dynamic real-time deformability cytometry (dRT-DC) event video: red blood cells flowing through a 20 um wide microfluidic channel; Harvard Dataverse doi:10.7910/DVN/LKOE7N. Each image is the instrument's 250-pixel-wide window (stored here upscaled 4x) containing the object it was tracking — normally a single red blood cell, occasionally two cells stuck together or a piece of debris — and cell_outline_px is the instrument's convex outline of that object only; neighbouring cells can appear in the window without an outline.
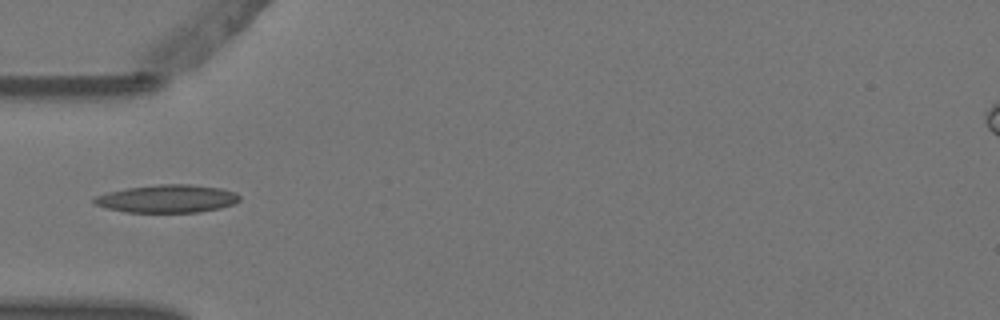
{"species": "Egyptian fruit bat (a non-hibernating species)", "species_latin": "Rousettus aegyptiacus", "temperature_condition": "warm", "stored_images_in_passage": 4, "camera_frame_rate_fps": 3000, "um_per_image_px": 0.085, "animal": {"sex": "female"}, "frame": {"image": 1, "passage_image": 4, "time_ms": 1.0, "image_size_px": [1000, 320], "cell_outline_px": [[240, 200], [232, 204], [220, 208], [200, 212], [124, 212], [108, 208], [96, 204], [92, 200], [96, 196], [108, 192], [128, 188], [160, 184], [192, 184], [220, 188], [236, 192], [240, 196]], "centroid_in_image_um": [14.25, 16.89], "position_along_channel_um": 70.8, "area_um2": 23.52}}